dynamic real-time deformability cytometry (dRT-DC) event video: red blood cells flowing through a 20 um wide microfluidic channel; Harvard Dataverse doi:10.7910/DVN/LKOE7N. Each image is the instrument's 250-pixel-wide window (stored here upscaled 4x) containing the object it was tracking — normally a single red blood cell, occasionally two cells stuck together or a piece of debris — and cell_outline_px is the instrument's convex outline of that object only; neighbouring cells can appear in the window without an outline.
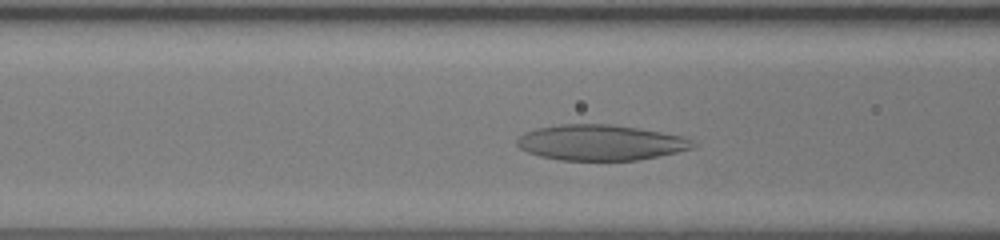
{"species": "human", "species_latin": "Homo sapiens", "temperature_condition": "room temperature", "stored_images_in_passage": 30, "camera_frame_rate_fps": 3000, "um_per_image_px": 0.085, "donor": {"sex": "female"}, "frame": {"image": 1, "passage_image": 9, "time_ms": 2.667, "image_size_px": [1000, 240], "cell_outline_px": [[696, 148], [636, 160], [560, 160], [540, 156], [528, 152], [520, 148], [516, 144], [516, 140], [524, 132], [536, 128], [560, 124], [612, 124], [640, 128], [684, 136], [692, 140], [696, 144]], "centroid_in_image_um": [51.05, 12.11], "position_along_channel_um": 115.5, "area_um2": 36.59}}
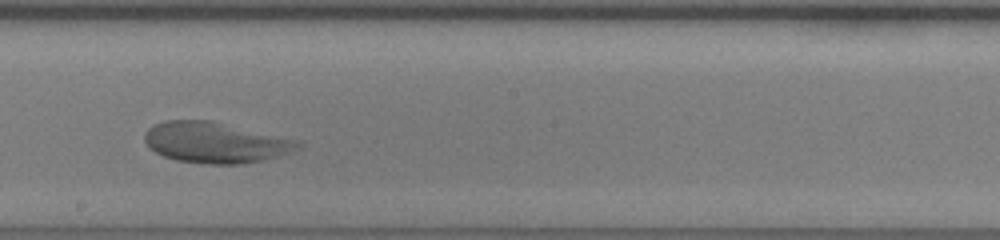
{"frame": {"image": 2, "passage_image": 17, "time_ms": 5.333, "image_size_px": [1000, 240], "cell_outline_px": [[304, 144], [300, 148], [292, 152], [264, 160], [240, 164], [208, 164], [176, 160], [164, 156], [156, 152], [144, 140], [144, 132], [152, 124], [164, 120], [212, 120], [304, 140]], "centroid_in_image_um": [18.39, 12.09], "position_along_channel_um": 229.8, "area_um2": 37.17}}
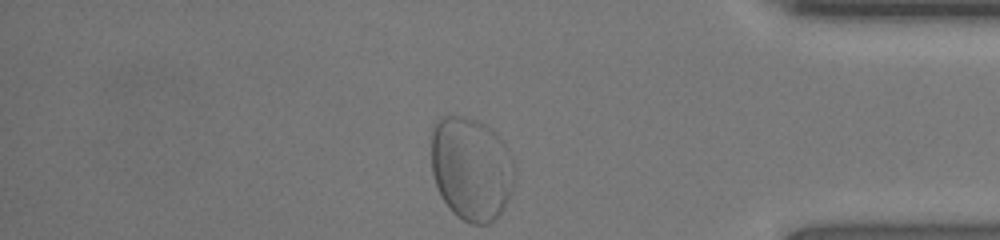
{"frame": {"image": 3, "passage_image": 30, "time_ms": 9.667, "image_size_px": [1000, 240], "cell_outline_px": [[516, 176], [508, 200], [500, 212], [488, 224], [472, 224], [456, 216], [448, 208], [440, 196], [432, 172], [432, 128], [440, 116], [464, 116], [476, 120], [492, 128], [496, 132], [512, 160], [516, 168]], "centroid_in_image_um": [40.05, 14.33], "position_along_channel_um": 395.2, "area_um2": 50.46}}